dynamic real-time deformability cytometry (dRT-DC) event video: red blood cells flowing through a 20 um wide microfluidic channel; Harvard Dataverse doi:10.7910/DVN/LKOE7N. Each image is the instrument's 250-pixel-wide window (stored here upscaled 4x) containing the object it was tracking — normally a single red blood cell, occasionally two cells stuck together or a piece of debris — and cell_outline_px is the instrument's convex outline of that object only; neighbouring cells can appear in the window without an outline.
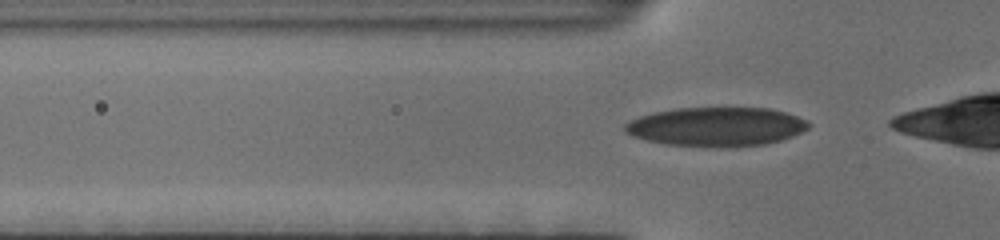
{"species": "human", "species_latin": "Homo sapiens", "temperature_condition": "cold", "stored_images_in_passage": 62, "camera_frame_rate_fps": 3000, "um_per_image_px": 0.085, "donor": {"sex": "female"}, "frame": {"image": 1, "passage_image": 4, "time_ms": 1.0, "image_size_px": [1000, 240], "cell_outline_px": [[812, 124], [808, 128], [792, 136], [780, 140], [764, 144], [736, 148], [704, 148], [664, 144], [632, 136], [624, 132], [624, 124], [640, 116], [656, 112], [676, 108], [768, 108], [784, 112], [808, 120]], "centroid_in_image_um": [60.89, 10.79], "position_along_channel_um": 64.9, "area_um2": 42.25}}
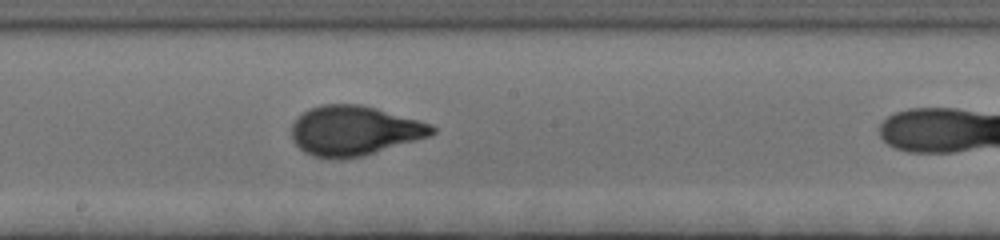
{"frame": {"image": 2, "passage_image": 31, "time_ms": 10.0, "image_size_px": [1000, 240], "cell_outline_px": [[436, 132], [432, 136], [364, 156], [340, 160], [312, 156], [304, 152], [292, 140], [292, 124], [308, 108], [320, 104], [360, 104], [376, 108], [420, 120], [432, 124], [436, 128]], "centroid_in_image_um": [30.14, 11.12], "position_along_channel_um": 218.1, "area_um2": 41.15}}
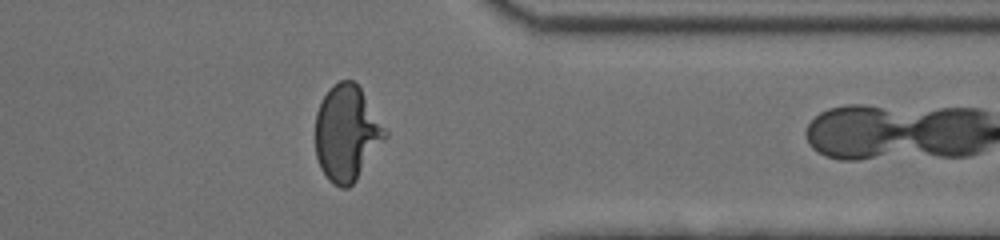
{"frame": {"image": 3, "passage_image": 61, "time_ms": 20.0, "image_size_px": [1000, 240], "cell_outline_px": [[388, 136], [356, 180], [348, 188], [340, 188], [332, 184], [328, 180], [320, 168], [316, 156], [316, 112], [328, 88], [332, 84], [340, 80], [352, 80], [360, 88], [388, 132]], "centroid_in_image_um": [29.47, 11.33], "position_along_channel_um": 381.9, "area_um2": 38.84}}